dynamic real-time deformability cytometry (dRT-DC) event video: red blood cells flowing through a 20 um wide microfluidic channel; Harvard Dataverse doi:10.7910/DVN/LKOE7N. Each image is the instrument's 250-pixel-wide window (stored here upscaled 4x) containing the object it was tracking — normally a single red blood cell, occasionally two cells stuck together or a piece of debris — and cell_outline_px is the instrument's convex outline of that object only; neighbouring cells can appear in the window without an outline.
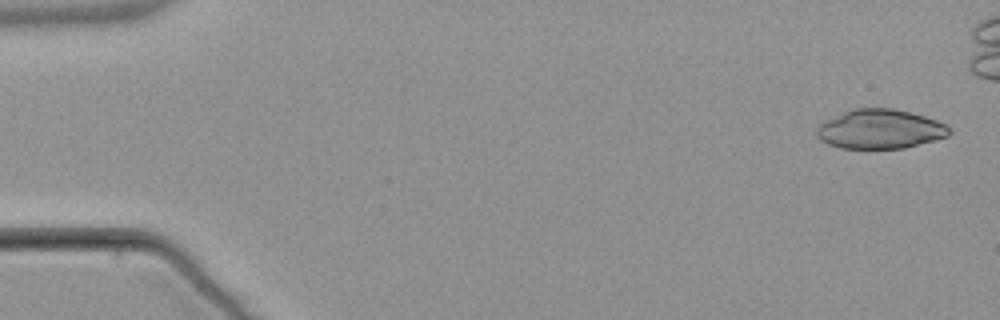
{"species": "common noctule bat (a hibernating species)", "species_latin": "Nyctalus noctula", "temperature_condition": "warm", "stored_images_in_passage": 6, "camera_frame_rate_fps": 3000, "um_per_image_px": 0.085, "animal": {"sex": "male", "body_mass_g": 21.5, "forearm_length_mm": 52.0}, "frame": {"image": 1, "passage_image": 1, "time_ms": 0.0, "image_size_px": [1000, 320], "cell_outline_px": [[952, 132], [948, 136], [936, 140], [904, 148], [840, 148], [828, 144], [820, 140], [816, 136], [816, 128], [820, 124], [844, 112], [856, 108], [892, 108], [924, 116], [936, 120], [944, 124]], "centroid_in_image_um": [74.81, 10.98], "position_along_channel_um": 10.2, "area_um2": 30.11}}